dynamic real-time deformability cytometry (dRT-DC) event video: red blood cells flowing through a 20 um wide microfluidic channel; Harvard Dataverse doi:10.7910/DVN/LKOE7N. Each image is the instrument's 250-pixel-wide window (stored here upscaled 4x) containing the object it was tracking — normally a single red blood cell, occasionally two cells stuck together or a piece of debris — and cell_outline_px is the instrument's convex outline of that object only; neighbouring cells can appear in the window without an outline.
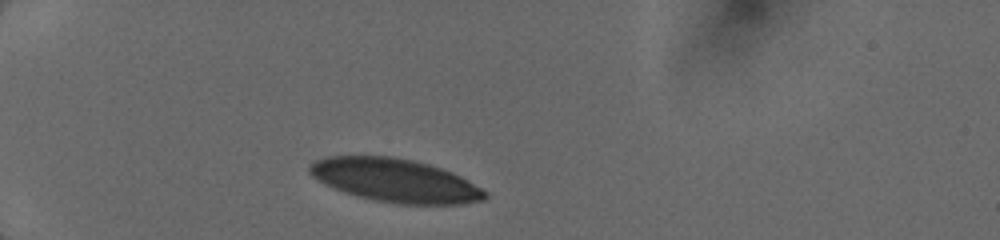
{"species": "human", "species_latin": "Homo sapiens", "temperature_condition": "cold", "stored_images_in_passage": 6, "camera_frame_rate_fps": 3000, "um_per_image_px": 0.085, "donor": {"sex": "female"}, "frame": {"image": 1, "passage_image": 1, "time_ms": 0.0, "image_size_px": [1000, 240], "cell_outline_px": [[488, 196], [484, 200], [460, 204], [396, 204], [372, 200], [356, 196], [344, 192], [324, 184], [312, 176], [308, 172], [308, 168], [316, 160], [328, 156], [392, 156], [412, 160], [428, 164], [452, 172], [468, 180], [488, 192]], "centroid_in_image_um": [33.59, 15.34], "position_along_channel_um": 51.4, "area_um2": 44.39}}